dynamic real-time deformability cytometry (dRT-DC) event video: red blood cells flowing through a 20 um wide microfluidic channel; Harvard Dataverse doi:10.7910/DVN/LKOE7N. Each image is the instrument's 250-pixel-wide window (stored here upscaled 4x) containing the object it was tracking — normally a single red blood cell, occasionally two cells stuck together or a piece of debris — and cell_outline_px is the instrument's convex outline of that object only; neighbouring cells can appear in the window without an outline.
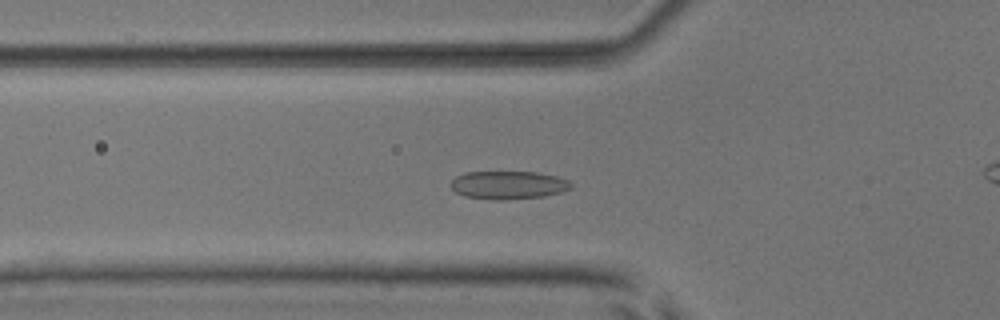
{"species": "common noctule bat (a hibernating species)", "species_latin": "Nyctalus noctula", "temperature_condition": "room temperature", "stored_images_in_passage": 50, "camera_frame_rate_fps": 3000, "um_per_image_px": 0.085, "animal": {"sex": "male", "body_mass_g": 17.9, "forearm_length_mm": 54.2}, "frame": {"image": 1, "passage_image": 15, "time_ms": 4.667, "image_size_px": [1000, 320], "cell_outline_px": [[572, 188], [560, 192], [544, 196], [504, 200], [496, 200], [464, 196], [456, 192], [452, 188], [452, 180], [456, 176], [464, 172], [536, 172], [556, 176], [568, 180], [572, 184]], "centroid_in_image_um": [43.21, 15.73], "position_along_channel_um": 82.6, "area_um2": 19.65}}
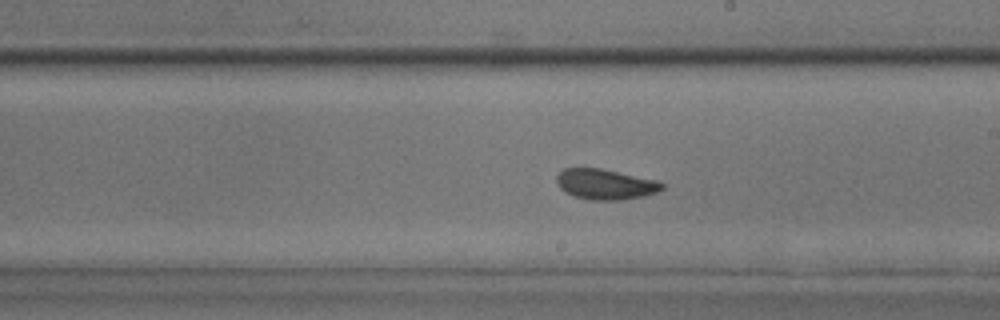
{"frame": {"image": 2, "passage_image": 27, "time_ms": 8.667, "image_size_px": [1000, 320], "cell_outline_px": [[664, 188], [656, 192], [644, 196], [620, 200], [592, 200], [572, 196], [564, 192], [556, 184], [556, 176], [564, 168], [600, 168], [656, 180], [664, 184]], "centroid_in_image_um": [51.42, 15.67], "position_along_channel_um": 237.6, "area_um2": 18.73}}
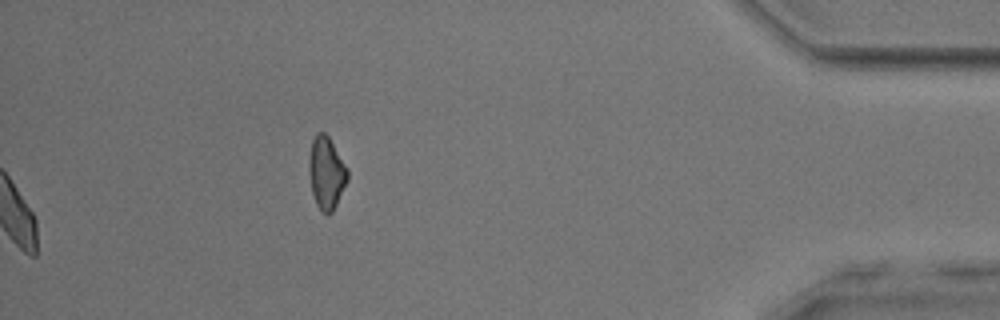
{"frame": {"image": 3, "passage_image": 50, "time_ms": 16.333, "image_size_px": [1000, 320], "cell_outline_px": [[348, 180], [332, 212], [328, 216], [320, 212], [316, 204], [312, 192], [308, 168], [308, 160], [312, 140], [316, 132], [324, 132], [328, 136], [348, 168]], "centroid_in_image_um": [27.73, 14.71], "position_along_channel_um": 407.5, "area_um2": 16.42}, "authors_computed_cell_mechanics": {"area_um2": 19.0162, "velocity_mm_per_s": 3.8896, "shape_relaxation_time_tau1_ms": 3.5648, "shape_relaxation_time_tau2_ms": 1.5151, "deformation_change_tau1": 0.0917, "deformation_change_tau2": 0.0638}}